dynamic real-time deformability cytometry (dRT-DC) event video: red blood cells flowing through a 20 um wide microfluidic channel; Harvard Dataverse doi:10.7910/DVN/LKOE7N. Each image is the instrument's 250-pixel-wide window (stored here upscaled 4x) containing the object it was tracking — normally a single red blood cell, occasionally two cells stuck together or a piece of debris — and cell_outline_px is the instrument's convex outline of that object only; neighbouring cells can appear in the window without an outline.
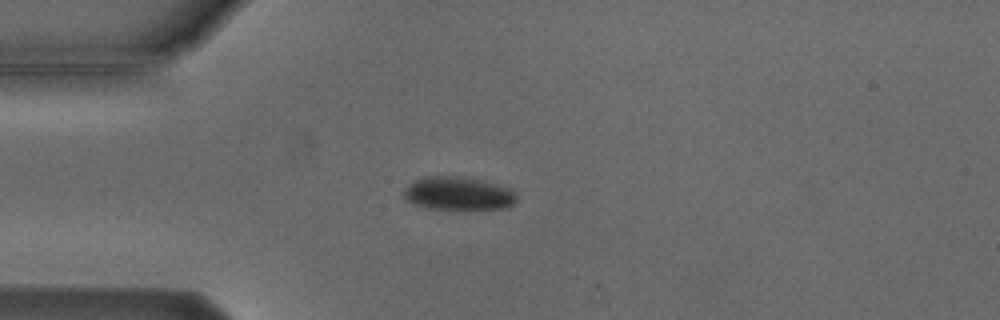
{"species": "Egyptian fruit bat (a non-hibernating species)", "species_latin": "Rousettus aegyptiacus", "temperature_condition": "cold", "stored_images_in_passage": 3, "camera_frame_rate_fps": 3000, "um_per_image_px": 0.085, "animal": {"sex": "male"}, "frame": {"image": 1, "passage_image": 3, "time_ms": 2.333, "image_size_px": [1000, 320], "cell_outline_px": [[516, 200], [508, 208], [468, 212], [424, 208], [412, 204], [404, 200], [404, 188], [412, 180], [424, 176], [460, 176], [480, 180], [508, 188], [516, 192]], "centroid_in_image_um": [38.91, 16.5], "position_along_channel_um": 46.1, "area_um2": 23.0}}